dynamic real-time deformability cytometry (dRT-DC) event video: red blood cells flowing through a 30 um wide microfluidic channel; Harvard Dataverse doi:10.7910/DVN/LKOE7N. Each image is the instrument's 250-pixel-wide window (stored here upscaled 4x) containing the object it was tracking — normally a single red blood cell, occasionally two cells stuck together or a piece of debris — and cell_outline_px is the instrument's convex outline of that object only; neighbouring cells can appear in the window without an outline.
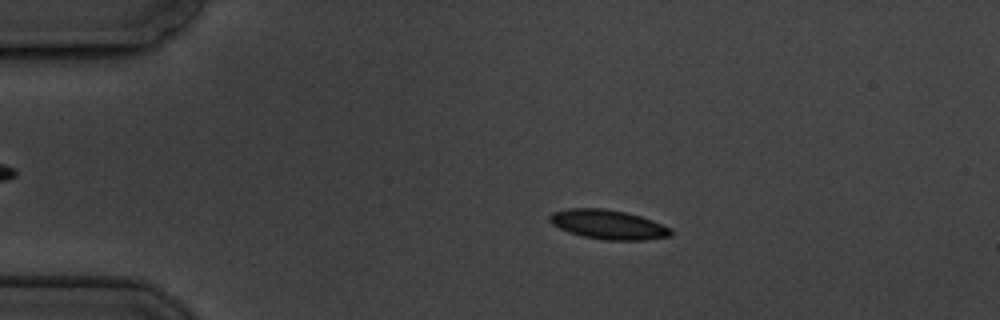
{"species": "common noctule bat (a hibernating species)", "species_latin": "Nyctalus noctula", "temperature_condition": "cold", "stored_images_in_passage": 9, "camera_frame_rate_fps": 3000, "um_per_image_px": 0.085, "animal": {"sex": "male", "body_mass_g": 19.5, "forearm_length_mm": 54.6}, "frame": {"image": 1, "passage_image": 3, "time_ms": 2.333, "image_size_px": [1000, 320], "cell_outline_px": [[672, 236], [644, 240], [604, 240], [584, 236], [568, 232], [552, 224], [548, 220], [548, 216], [552, 212], [568, 208], [604, 208], [624, 212], [640, 216], [652, 220], [672, 228]], "centroid_in_image_um": [51.69, 19.08], "position_along_channel_um": 33.3, "area_um2": 20.81}}
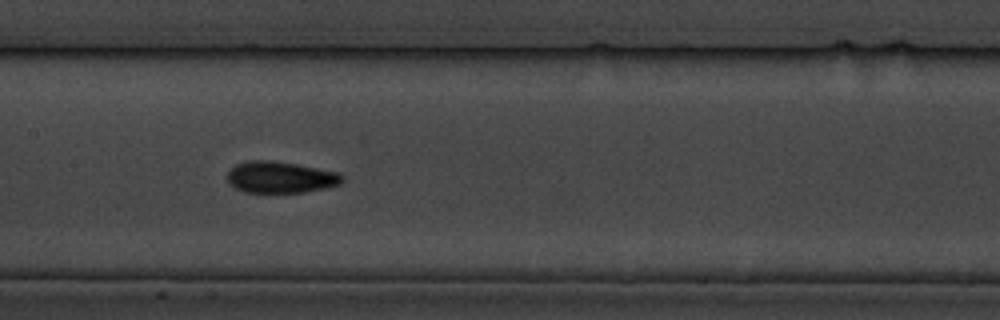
{"frame": {"image": 2, "passage_image": 8, "time_ms": 8.0, "image_size_px": [1000, 320], "cell_outline_px": [[344, 180], [340, 184], [324, 188], [304, 192], [244, 192], [228, 184], [228, 172], [236, 164], [248, 160], [272, 160], [296, 164], [340, 172], [344, 176]], "centroid_in_image_um": [23.85, 15.06], "position_along_channel_um": 183.5, "area_um2": 21.15}}
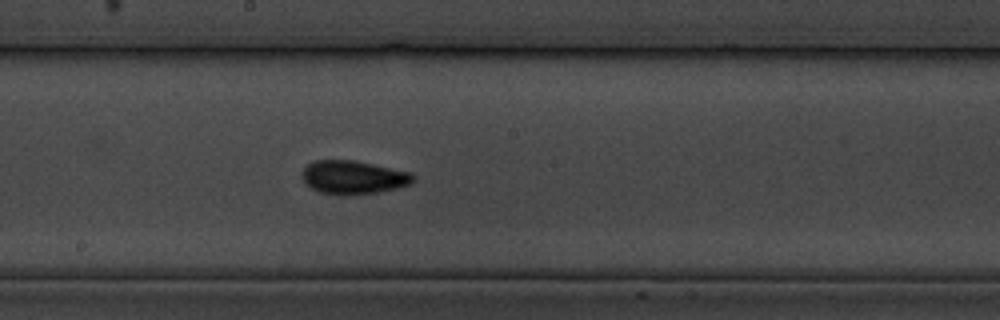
{"frame": {"image": 3, "passage_image": 9, "time_ms": 9.0, "image_size_px": [1000, 320], "cell_outline_px": [[416, 180], [408, 184], [396, 188], [380, 192], [348, 196], [340, 196], [320, 192], [304, 184], [300, 172], [308, 164], [316, 160], [356, 160], [412, 172], [416, 176]], "centroid_in_image_um": [30.03, 15.08], "position_along_channel_um": 218.2, "area_um2": 22.2}}